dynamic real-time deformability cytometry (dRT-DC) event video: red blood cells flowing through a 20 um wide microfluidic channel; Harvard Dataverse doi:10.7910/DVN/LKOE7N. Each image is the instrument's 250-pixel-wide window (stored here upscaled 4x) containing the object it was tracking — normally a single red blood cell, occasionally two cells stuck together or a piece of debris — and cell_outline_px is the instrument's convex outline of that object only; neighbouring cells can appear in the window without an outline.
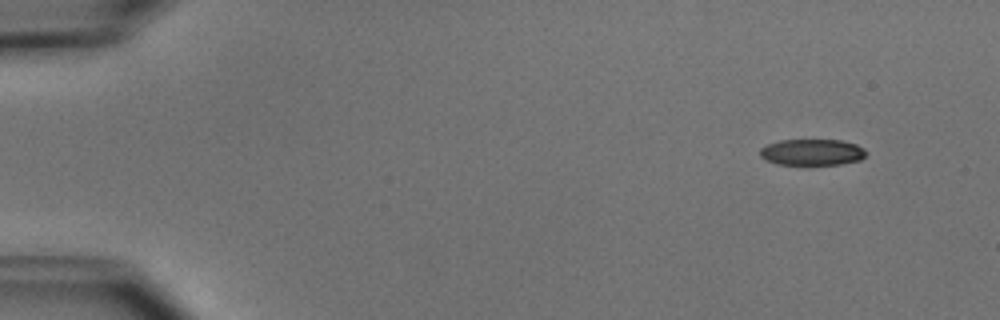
{"species": "common noctule bat (a hibernating species)", "species_latin": "Nyctalus noctula", "temperature_condition": "cold", "stored_images_in_passage": 5, "camera_frame_rate_fps": 3000, "um_per_image_px": 0.085, "animal": {"sex": "male", "body_mass_g": 15.6}, "frame": {"image": 1, "passage_image": 1, "time_ms": 0.0, "image_size_px": [1000, 320], "cell_outline_px": [[864, 156], [860, 160], [840, 164], [776, 164], [764, 160], [760, 156], [760, 148], [768, 144], [780, 140], [840, 140], [856, 144], [864, 148]], "centroid_in_image_um": [68.99, 12.93], "position_along_channel_um": 16.0, "area_um2": 16.13}}
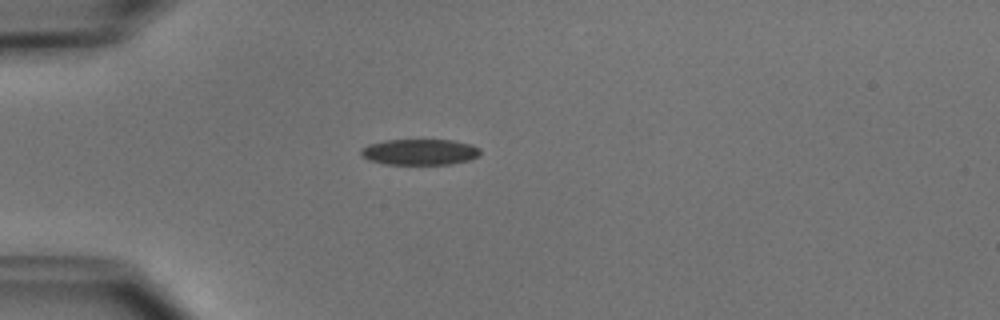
{"frame": {"image": 2, "passage_image": 4, "time_ms": 3.333, "image_size_px": [1000, 320], "cell_outline_px": [[480, 156], [468, 160], [452, 164], [384, 164], [368, 160], [360, 156], [360, 148], [368, 144], [384, 140], [452, 140], [472, 144], [480, 148]], "centroid_in_image_um": [35.65, 12.92], "position_along_channel_um": 49.3, "area_um2": 18.26}}